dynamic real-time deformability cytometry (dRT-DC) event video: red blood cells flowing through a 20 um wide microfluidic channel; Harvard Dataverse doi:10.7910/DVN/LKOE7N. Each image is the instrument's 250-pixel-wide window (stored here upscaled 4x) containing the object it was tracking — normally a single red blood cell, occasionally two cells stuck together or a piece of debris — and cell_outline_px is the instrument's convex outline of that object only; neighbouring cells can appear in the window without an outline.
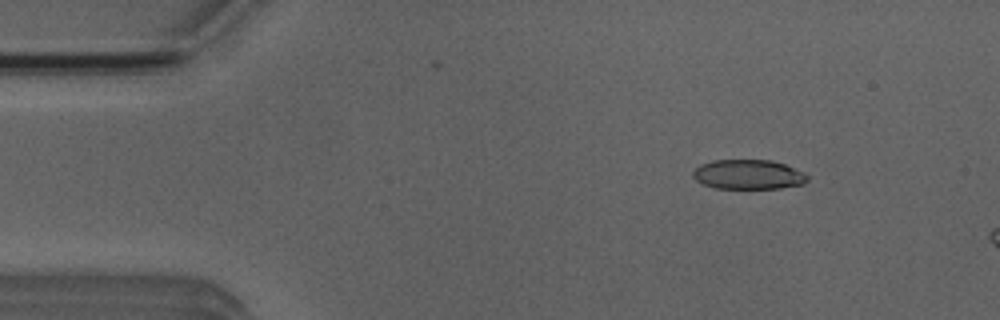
{"species": "Egyptian fruit bat (a non-hibernating species)", "species_latin": "Rousettus aegyptiacus", "temperature_condition": "room temperature", "stored_images_in_passage": 4, "camera_frame_rate_fps": 3000, "um_per_image_px": 0.085, "animal": {"sex": "male"}, "frame": {"image": 1, "passage_image": 1, "time_ms": 0.0, "image_size_px": [1000, 320], "cell_outline_px": [[808, 180], [804, 184], [780, 188], [716, 188], [704, 184], [696, 180], [692, 176], [692, 172], [700, 164], [712, 160], [772, 160], [784, 164], [804, 172], [808, 176]], "centroid_in_image_um": [63.61, 14.82], "position_along_channel_um": 21.4, "area_um2": 19.77}}